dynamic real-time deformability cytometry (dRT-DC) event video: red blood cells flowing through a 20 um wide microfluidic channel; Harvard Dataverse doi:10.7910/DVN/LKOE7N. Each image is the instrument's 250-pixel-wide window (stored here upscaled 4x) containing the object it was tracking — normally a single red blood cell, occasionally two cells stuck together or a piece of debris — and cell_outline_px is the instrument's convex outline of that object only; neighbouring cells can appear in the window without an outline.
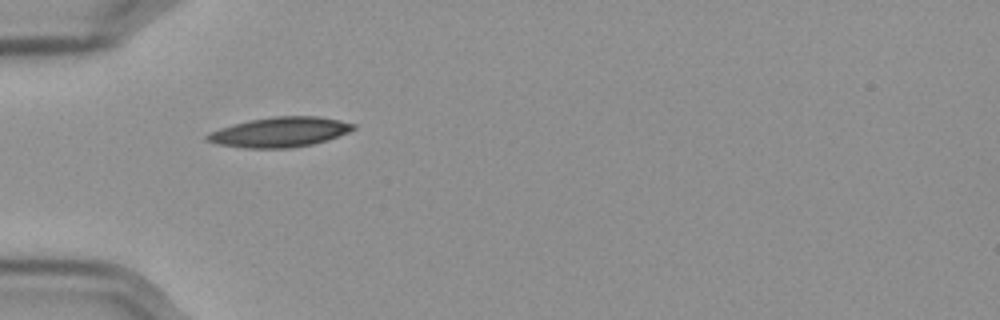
{"species": "Egyptian fruit bat (a non-hibernating species)", "species_latin": "Rousettus aegyptiacus", "temperature_condition": "cold", "stored_images_in_passage": 36, "camera_frame_rate_fps": 3000, "um_per_image_px": 0.085, "frame": {"image": 1, "passage_image": 1, "time_ms": 0.0, "image_size_px": [1000, 320], "cell_outline_px": [[356, 128], [348, 132], [312, 144], [288, 148], [244, 148], [220, 144], [204, 140], [204, 136], [208, 132], [232, 124], [272, 116], [316, 116], [340, 120], [356, 124]], "centroid_in_image_um": [23.74, 11.22], "position_along_channel_um": 61.3, "area_um2": 25.32}}
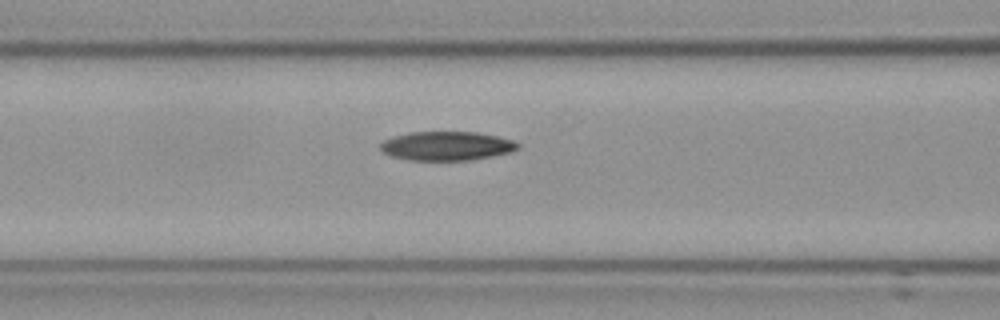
{"frame": {"image": 2, "passage_image": 7, "time_ms": 2.0, "image_size_px": [1000, 320], "cell_outline_px": [[520, 148], [512, 152], [492, 156], [468, 160], [408, 160], [392, 156], [384, 152], [380, 148], [380, 144], [384, 140], [396, 136], [412, 132], [476, 132], [496, 136], [512, 140], [520, 144]], "centroid_in_image_um": [38.0, 12.41], "position_along_channel_um": 128.6, "area_um2": 23.06}}
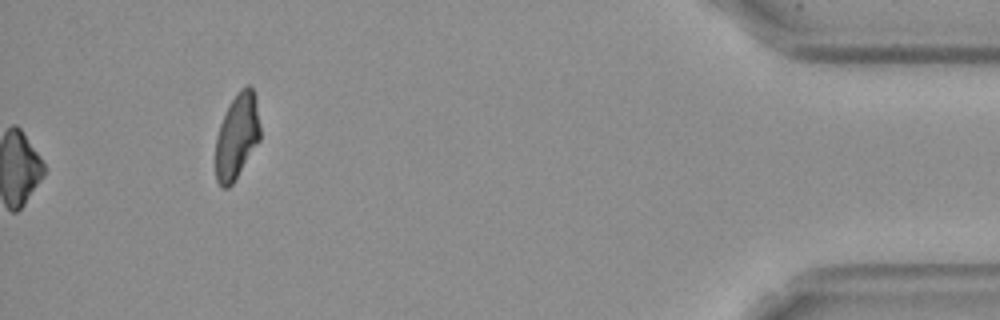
{"frame": {"image": 3, "passage_image": 36, "time_ms": 11.667, "image_size_px": [1000, 320], "cell_outline_px": [[260, 140], [232, 184], [228, 188], [224, 188], [216, 180], [216, 136], [220, 124], [236, 92], [240, 88], [248, 84], [252, 88], [256, 100], [260, 128]], "centroid_in_image_um": [20.14, 11.57], "position_along_channel_um": 415.1, "area_um2": 21.91}, "authors_computed_cell_mechanics": {"area_um2": 23.4668, "velocity_mm_per_s": 3.5757, "shape_relaxation_time_tau1_ms": 10.4031, "shape_relaxation_time_tau2_ms": null, "deformation_change_tau1": 0.2337, "deformation_change_tau2": null}}